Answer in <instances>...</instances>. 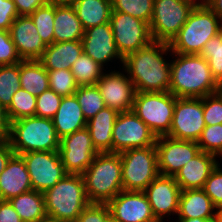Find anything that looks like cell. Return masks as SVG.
<instances>
[{
	"instance_id": "obj_13",
	"label": "cell",
	"mask_w": 222,
	"mask_h": 222,
	"mask_svg": "<svg viewBox=\"0 0 222 222\" xmlns=\"http://www.w3.org/2000/svg\"><path fill=\"white\" fill-rule=\"evenodd\" d=\"M205 126L203 98L176 97L172 124L167 136L197 142Z\"/></svg>"
},
{
	"instance_id": "obj_36",
	"label": "cell",
	"mask_w": 222,
	"mask_h": 222,
	"mask_svg": "<svg viewBox=\"0 0 222 222\" xmlns=\"http://www.w3.org/2000/svg\"><path fill=\"white\" fill-rule=\"evenodd\" d=\"M112 11L129 14L150 24L154 0H111Z\"/></svg>"
},
{
	"instance_id": "obj_8",
	"label": "cell",
	"mask_w": 222,
	"mask_h": 222,
	"mask_svg": "<svg viewBox=\"0 0 222 222\" xmlns=\"http://www.w3.org/2000/svg\"><path fill=\"white\" fill-rule=\"evenodd\" d=\"M176 97L171 92H136L132 111L156 137L169 134Z\"/></svg>"
},
{
	"instance_id": "obj_4",
	"label": "cell",
	"mask_w": 222,
	"mask_h": 222,
	"mask_svg": "<svg viewBox=\"0 0 222 222\" xmlns=\"http://www.w3.org/2000/svg\"><path fill=\"white\" fill-rule=\"evenodd\" d=\"M43 196L47 216L63 222H75L91 203L80 174H67L54 187L44 191Z\"/></svg>"
},
{
	"instance_id": "obj_21",
	"label": "cell",
	"mask_w": 222,
	"mask_h": 222,
	"mask_svg": "<svg viewBox=\"0 0 222 222\" xmlns=\"http://www.w3.org/2000/svg\"><path fill=\"white\" fill-rule=\"evenodd\" d=\"M31 190L26 163L21 155L13 154L0 174V200H10Z\"/></svg>"
},
{
	"instance_id": "obj_44",
	"label": "cell",
	"mask_w": 222,
	"mask_h": 222,
	"mask_svg": "<svg viewBox=\"0 0 222 222\" xmlns=\"http://www.w3.org/2000/svg\"><path fill=\"white\" fill-rule=\"evenodd\" d=\"M21 61L9 31L0 30V65H13Z\"/></svg>"
},
{
	"instance_id": "obj_10",
	"label": "cell",
	"mask_w": 222,
	"mask_h": 222,
	"mask_svg": "<svg viewBox=\"0 0 222 222\" xmlns=\"http://www.w3.org/2000/svg\"><path fill=\"white\" fill-rule=\"evenodd\" d=\"M109 23L117 50L123 58L153 41L150 25L129 14L112 11Z\"/></svg>"
},
{
	"instance_id": "obj_45",
	"label": "cell",
	"mask_w": 222,
	"mask_h": 222,
	"mask_svg": "<svg viewBox=\"0 0 222 222\" xmlns=\"http://www.w3.org/2000/svg\"><path fill=\"white\" fill-rule=\"evenodd\" d=\"M18 16L13 0H0V30L9 31Z\"/></svg>"
},
{
	"instance_id": "obj_19",
	"label": "cell",
	"mask_w": 222,
	"mask_h": 222,
	"mask_svg": "<svg viewBox=\"0 0 222 222\" xmlns=\"http://www.w3.org/2000/svg\"><path fill=\"white\" fill-rule=\"evenodd\" d=\"M10 37L22 60H39L47 45L39 36L29 15L18 16L9 29Z\"/></svg>"
},
{
	"instance_id": "obj_3",
	"label": "cell",
	"mask_w": 222,
	"mask_h": 222,
	"mask_svg": "<svg viewBox=\"0 0 222 222\" xmlns=\"http://www.w3.org/2000/svg\"><path fill=\"white\" fill-rule=\"evenodd\" d=\"M91 203H108L123 190L120 153H98L82 174Z\"/></svg>"
},
{
	"instance_id": "obj_29",
	"label": "cell",
	"mask_w": 222,
	"mask_h": 222,
	"mask_svg": "<svg viewBox=\"0 0 222 222\" xmlns=\"http://www.w3.org/2000/svg\"><path fill=\"white\" fill-rule=\"evenodd\" d=\"M20 84L22 89L36 97L50 88L48 72L39 60L20 62Z\"/></svg>"
},
{
	"instance_id": "obj_25",
	"label": "cell",
	"mask_w": 222,
	"mask_h": 222,
	"mask_svg": "<svg viewBox=\"0 0 222 222\" xmlns=\"http://www.w3.org/2000/svg\"><path fill=\"white\" fill-rule=\"evenodd\" d=\"M216 208L203 189H187L181 191L179 197L178 212L179 219H216Z\"/></svg>"
},
{
	"instance_id": "obj_39",
	"label": "cell",
	"mask_w": 222,
	"mask_h": 222,
	"mask_svg": "<svg viewBox=\"0 0 222 222\" xmlns=\"http://www.w3.org/2000/svg\"><path fill=\"white\" fill-rule=\"evenodd\" d=\"M197 144L200 151L222 156V124L205 126Z\"/></svg>"
},
{
	"instance_id": "obj_32",
	"label": "cell",
	"mask_w": 222,
	"mask_h": 222,
	"mask_svg": "<svg viewBox=\"0 0 222 222\" xmlns=\"http://www.w3.org/2000/svg\"><path fill=\"white\" fill-rule=\"evenodd\" d=\"M20 88V62L13 65H0V104L5 110Z\"/></svg>"
},
{
	"instance_id": "obj_33",
	"label": "cell",
	"mask_w": 222,
	"mask_h": 222,
	"mask_svg": "<svg viewBox=\"0 0 222 222\" xmlns=\"http://www.w3.org/2000/svg\"><path fill=\"white\" fill-rule=\"evenodd\" d=\"M46 45L54 43L55 3L48 1L29 15Z\"/></svg>"
},
{
	"instance_id": "obj_46",
	"label": "cell",
	"mask_w": 222,
	"mask_h": 222,
	"mask_svg": "<svg viewBox=\"0 0 222 222\" xmlns=\"http://www.w3.org/2000/svg\"><path fill=\"white\" fill-rule=\"evenodd\" d=\"M49 0H13L19 16L32 14L37 8L44 6Z\"/></svg>"
},
{
	"instance_id": "obj_49",
	"label": "cell",
	"mask_w": 222,
	"mask_h": 222,
	"mask_svg": "<svg viewBox=\"0 0 222 222\" xmlns=\"http://www.w3.org/2000/svg\"><path fill=\"white\" fill-rule=\"evenodd\" d=\"M10 122L6 110L0 104V140L8 139Z\"/></svg>"
},
{
	"instance_id": "obj_15",
	"label": "cell",
	"mask_w": 222,
	"mask_h": 222,
	"mask_svg": "<svg viewBox=\"0 0 222 222\" xmlns=\"http://www.w3.org/2000/svg\"><path fill=\"white\" fill-rule=\"evenodd\" d=\"M155 145L158 154V170L165 176L174 177L200 152L196 141L178 140L169 136L157 137Z\"/></svg>"
},
{
	"instance_id": "obj_54",
	"label": "cell",
	"mask_w": 222,
	"mask_h": 222,
	"mask_svg": "<svg viewBox=\"0 0 222 222\" xmlns=\"http://www.w3.org/2000/svg\"><path fill=\"white\" fill-rule=\"evenodd\" d=\"M216 221L215 222H222V208L217 210Z\"/></svg>"
},
{
	"instance_id": "obj_14",
	"label": "cell",
	"mask_w": 222,
	"mask_h": 222,
	"mask_svg": "<svg viewBox=\"0 0 222 222\" xmlns=\"http://www.w3.org/2000/svg\"><path fill=\"white\" fill-rule=\"evenodd\" d=\"M59 155L68 174L82 175L99 153L93 146L87 128L60 139Z\"/></svg>"
},
{
	"instance_id": "obj_5",
	"label": "cell",
	"mask_w": 222,
	"mask_h": 222,
	"mask_svg": "<svg viewBox=\"0 0 222 222\" xmlns=\"http://www.w3.org/2000/svg\"><path fill=\"white\" fill-rule=\"evenodd\" d=\"M8 141L17 155L33 151H58L60 146L52 119L37 116L10 122Z\"/></svg>"
},
{
	"instance_id": "obj_40",
	"label": "cell",
	"mask_w": 222,
	"mask_h": 222,
	"mask_svg": "<svg viewBox=\"0 0 222 222\" xmlns=\"http://www.w3.org/2000/svg\"><path fill=\"white\" fill-rule=\"evenodd\" d=\"M63 96L58 95L52 89L44 91L36 97L35 116L52 119L57 113Z\"/></svg>"
},
{
	"instance_id": "obj_1",
	"label": "cell",
	"mask_w": 222,
	"mask_h": 222,
	"mask_svg": "<svg viewBox=\"0 0 222 222\" xmlns=\"http://www.w3.org/2000/svg\"><path fill=\"white\" fill-rule=\"evenodd\" d=\"M170 50L169 43L152 41L123 58L136 92H169L171 64L162 55Z\"/></svg>"
},
{
	"instance_id": "obj_26",
	"label": "cell",
	"mask_w": 222,
	"mask_h": 222,
	"mask_svg": "<svg viewBox=\"0 0 222 222\" xmlns=\"http://www.w3.org/2000/svg\"><path fill=\"white\" fill-rule=\"evenodd\" d=\"M118 113L105 107L87 121L86 128L90 132L93 146L99 153H112L113 126Z\"/></svg>"
},
{
	"instance_id": "obj_12",
	"label": "cell",
	"mask_w": 222,
	"mask_h": 222,
	"mask_svg": "<svg viewBox=\"0 0 222 222\" xmlns=\"http://www.w3.org/2000/svg\"><path fill=\"white\" fill-rule=\"evenodd\" d=\"M21 156L26 163L31 186L35 191L43 193L68 174L58 151H33Z\"/></svg>"
},
{
	"instance_id": "obj_50",
	"label": "cell",
	"mask_w": 222,
	"mask_h": 222,
	"mask_svg": "<svg viewBox=\"0 0 222 222\" xmlns=\"http://www.w3.org/2000/svg\"><path fill=\"white\" fill-rule=\"evenodd\" d=\"M208 7L218 15L222 22V0H210Z\"/></svg>"
},
{
	"instance_id": "obj_47",
	"label": "cell",
	"mask_w": 222,
	"mask_h": 222,
	"mask_svg": "<svg viewBox=\"0 0 222 222\" xmlns=\"http://www.w3.org/2000/svg\"><path fill=\"white\" fill-rule=\"evenodd\" d=\"M0 222H23L9 200H0Z\"/></svg>"
},
{
	"instance_id": "obj_18",
	"label": "cell",
	"mask_w": 222,
	"mask_h": 222,
	"mask_svg": "<svg viewBox=\"0 0 222 222\" xmlns=\"http://www.w3.org/2000/svg\"><path fill=\"white\" fill-rule=\"evenodd\" d=\"M156 219L178 212L181 188L172 176L159 174L143 191Z\"/></svg>"
},
{
	"instance_id": "obj_43",
	"label": "cell",
	"mask_w": 222,
	"mask_h": 222,
	"mask_svg": "<svg viewBox=\"0 0 222 222\" xmlns=\"http://www.w3.org/2000/svg\"><path fill=\"white\" fill-rule=\"evenodd\" d=\"M111 212L107 203H90L75 222H109Z\"/></svg>"
},
{
	"instance_id": "obj_7",
	"label": "cell",
	"mask_w": 222,
	"mask_h": 222,
	"mask_svg": "<svg viewBox=\"0 0 222 222\" xmlns=\"http://www.w3.org/2000/svg\"><path fill=\"white\" fill-rule=\"evenodd\" d=\"M124 191H144L160 174L156 145L120 153Z\"/></svg>"
},
{
	"instance_id": "obj_51",
	"label": "cell",
	"mask_w": 222,
	"mask_h": 222,
	"mask_svg": "<svg viewBox=\"0 0 222 222\" xmlns=\"http://www.w3.org/2000/svg\"><path fill=\"white\" fill-rule=\"evenodd\" d=\"M49 1L63 6L74 7L77 4V2H79L80 0H49Z\"/></svg>"
},
{
	"instance_id": "obj_24",
	"label": "cell",
	"mask_w": 222,
	"mask_h": 222,
	"mask_svg": "<svg viewBox=\"0 0 222 222\" xmlns=\"http://www.w3.org/2000/svg\"><path fill=\"white\" fill-rule=\"evenodd\" d=\"M81 40L52 43L47 45L39 61L49 70H70L72 64L83 53Z\"/></svg>"
},
{
	"instance_id": "obj_55",
	"label": "cell",
	"mask_w": 222,
	"mask_h": 222,
	"mask_svg": "<svg viewBox=\"0 0 222 222\" xmlns=\"http://www.w3.org/2000/svg\"><path fill=\"white\" fill-rule=\"evenodd\" d=\"M38 222H63V221H58V220H56V219L49 218V217L47 216V217H45L44 219L39 220Z\"/></svg>"
},
{
	"instance_id": "obj_41",
	"label": "cell",
	"mask_w": 222,
	"mask_h": 222,
	"mask_svg": "<svg viewBox=\"0 0 222 222\" xmlns=\"http://www.w3.org/2000/svg\"><path fill=\"white\" fill-rule=\"evenodd\" d=\"M203 114L206 126L222 124V95L219 92L203 97Z\"/></svg>"
},
{
	"instance_id": "obj_9",
	"label": "cell",
	"mask_w": 222,
	"mask_h": 222,
	"mask_svg": "<svg viewBox=\"0 0 222 222\" xmlns=\"http://www.w3.org/2000/svg\"><path fill=\"white\" fill-rule=\"evenodd\" d=\"M193 9L194 6L180 0H154L149 24L153 41L170 43Z\"/></svg>"
},
{
	"instance_id": "obj_20",
	"label": "cell",
	"mask_w": 222,
	"mask_h": 222,
	"mask_svg": "<svg viewBox=\"0 0 222 222\" xmlns=\"http://www.w3.org/2000/svg\"><path fill=\"white\" fill-rule=\"evenodd\" d=\"M81 41L84 53L101 66L113 58H119L123 63L109 22L84 30Z\"/></svg>"
},
{
	"instance_id": "obj_38",
	"label": "cell",
	"mask_w": 222,
	"mask_h": 222,
	"mask_svg": "<svg viewBox=\"0 0 222 222\" xmlns=\"http://www.w3.org/2000/svg\"><path fill=\"white\" fill-rule=\"evenodd\" d=\"M47 72L49 77V87L58 95L63 97L70 96L77 91L79 86L70 70L58 69L49 70Z\"/></svg>"
},
{
	"instance_id": "obj_42",
	"label": "cell",
	"mask_w": 222,
	"mask_h": 222,
	"mask_svg": "<svg viewBox=\"0 0 222 222\" xmlns=\"http://www.w3.org/2000/svg\"><path fill=\"white\" fill-rule=\"evenodd\" d=\"M216 209L222 208V170L219 165L211 171L203 187Z\"/></svg>"
},
{
	"instance_id": "obj_48",
	"label": "cell",
	"mask_w": 222,
	"mask_h": 222,
	"mask_svg": "<svg viewBox=\"0 0 222 222\" xmlns=\"http://www.w3.org/2000/svg\"><path fill=\"white\" fill-rule=\"evenodd\" d=\"M14 154L8 139L0 140V174L5 169V166L11 156Z\"/></svg>"
},
{
	"instance_id": "obj_2",
	"label": "cell",
	"mask_w": 222,
	"mask_h": 222,
	"mask_svg": "<svg viewBox=\"0 0 222 222\" xmlns=\"http://www.w3.org/2000/svg\"><path fill=\"white\" fill-rule=\"evenodd\" d=\"M171 64L170 88L177 98H203L218 92L208 61L200 54H179Z\"/></svg>"
},
{
	"instance_id": "obj_52",
	"label": "cell",
	"mask_w": 222,
	"mask_h": 222,
	"mask_svg": "<svg viewBox=\"0 0 222 222\" xmlns=\"http://www.w3.org/2000/svg\"><path fill=\"white\" fill-rule=\"evenodd\" d=\"M180 1L187 2L194 7H202V6H208L210 0H202L203 2L201 3H197L196 0H180Z\"/></svg>"
},
{
	"instance_id": "obj_53",
	"label": "cell",
	"mask_w": 222,
	"mask_h": 222,
	"mask_svg": "<svg viewBox=\"0 0 222 222\" xmlns=\"http://www.w3.org/2000/svg\"><path fill=\"white\" fill-rule=\"evenodd\" d=\"M216 219H201V218H191V219H179V222H215Z\"/></svg>"
},
{
	"instance_id": "obj_35",
	"label": "cell",
	"mask_w": 222,
	"mask_h": 222,
	"mask_svg": "<svg viewBox=\"0 0 222 222\" xmlns=\"http://www.w3.org/2000/svg\"><path fill=\"white\" fill-rule=\"evenodd\" d=\"M36 96L31 95L28 91L20 88L13 95L10 106L6 109L9 122L18 119L35 116Z\"/></svg>"
},
{
	"instance_id": "obj_30",
	"label": "cell",
	"mask_w": 222,
	"mask_h": 222,
	"mask_svg": "<svg viewBox=\"0 0 222 222\" xmlns=\"http://www.w3.org/2000/svg\"><path fill=\"white\" fill-rule=\"evenodd\" d=\"M9 201L23 222H38L47 217L42 192L31 190Z\"/></svg>"
},
{
	"instance_id": "obj_56",
	"label": "cell",
	"mask_w": 222,
	"mask_h": 222,
	"mask_svg": "<svg viewBox=\"0 0 222 222\" xmlns=\"http://www.w3.org/2000/svg\"><path fill=\"white\" fill-rule=\"evenodd\" d=\"M218 92L222 95V84H220V88L218 89Z\"/></svg>"
},
{
	"instance_id": "obj_11",
	"label": "cell",
	"mask_w": 222,
	"mask_h": 222,
	"mask_svg": "<svg viewBox=\"0 0 222 222\" xmlns=\"http://www.w3.org/2000/svg\"><path fill=\"white\" fill-rule=\"evenodd\" d=\"M157 137L132 111L118 113L113 126L112 153L156 144Z\"/></svg>"
},
{
	"instance_id": "obj_6",
	"label": "cell",
	"mask_w": 222,
	"mask_h": 222,
	"mask_svg": "<svg viewBox=\"0 0 222 222\" xmlns=\"http://www.w3.org/2000/svg\"><path fill=\"white\" fill-rule=\"evenodd\" d=\"M220 19L208 6L194 7L178 34L169 43L173 53L200 54L206 42L222 31Z\"/></svg>"
},
{
	"instance_id": "obj_23",
	"label": "cell",
	"mask_w": 222,
	"mask_h": 222,
	"mask_svg": "<svg viewBox=\"0 0 222 222\" xmlns=\"http://www.w3.org/2000/svg\"><path fill=\"white\" fill-rule=\"evenodd\" d=\"M57 136H64L86 128L87 121L75 94L64 96L57 113L52 118Z\"/></svg>"
},
{
	"instance_id": "obj_17",
	"label": "cell",
	"mask_w": 222,
	"mask_h": 222,
	"mask_svg": "<svg viewBox=\"0 0 222 222\" xmlns=\"http://www.w3.org/2000/svg\"><path fill=\"white\" fill-rule=\"evenodd\" d=\"M95 85L99 89L106 107L117 113L132 110L136 91L129 77L114 71L110 74H103Z\"/></svg>"
},
{
	"instance_id": "obj_57",
	"label": "cell",
	"mask_w": 222,
	"mask_h": 222,
	"mask_svg": "<svg viewBox=\"0 0 222 222\" xmlns=\"http://www.w3.org/2000/svg\"><path fill=\"white\" fill-rule=\"evenodd\" d=\"M153 222H162V219H156L155 221Z\"/></svg>"
},
{
	"instance_id": "obj_22",
	"label": "cell",
	"mask_w": 222,
	"mask_h": 222,
	"mask_svg": "<svg viewBox=\"0 0 222 222\" xmlns=\"http://www.w3.org/2000/svg\"><path fill=\"white\" fill-rule=\"evenodd\" d=\"M215 155L200 151L174 176L181 191L203 189L211 171L217 166Z\"/></svg>"
},
{
	"instance_id": "obj_28",
	"label": "cell",
	"mask_w": 222,
	"mask_h": 222,
	"mask_svg": "<svg viewBox=\"0 0 222 222\" xmlns=\"http://www.w3.org/2000/svg\"><path fill=\"white\" fill-rule=\"evenodd\" d=\"M74 8L84 30L108 23L111 18V0H80Z\"/></svg>"
},
{
	"instance_id": "obj_34",
	"label": "cell",
	"mask_w": 222,
	"mask_h": 222,
	"mask_svg": "<svg viewBox=\"0 0 222 222\" xmlns=\"http://www.w3.org/2000/svg\"><path fill=\"white\" fill-rule=\"evenodd\" d=\"M86 121L104 109L105 102L96 85L79 86L74 93Z\"/></svg>"
},
{
	"instance_id": "obj_27",
	"label": "cell",
	"mask_w": 222,
	"mask_h": 222,
	"mask_svg": "<svg viewBox=\"0 0 222 222\" xmlns=\"http://www.w3.org/2000/svg\"><path fill=\"white\" fill-rule=\"evenodd\" d=\"M83 35L75 8L55 3L54 43L82 40Z\"/></svg>"
},
{
	"instance_id": "obj_37",
	"label": "cell",
	"mask_w": 222,
	"mask_h": 222,
	"mask_svg": "<svg viewBox=\"0 0 222 222\" xmlns=\"http://www.w3.org/2000/svg\"><path fill=\"white\" fill-rule=\"evenodd\" d=\"M200 55L208 61L216 81L222 84V31L206 42Z\"/></svg>"
},
{
	"instance_id": "obj_31",
	"label": "cell",
	"mask_w": 222,
	"mask_h": 222,
	"mask_svg": "<svg viewBox=\"0 0 222 222\" xmlns=\"http://www.w3.org/2000/svg\"><path fill=\"white\" fill-rule=\"evenodd\" d=\"M102 68L103 66L83 52L72 64L70 71L78 86H87L95 85L105 74L102 72Z\"/></svg>"
},
{
	"instance_id": "obj_16",
	"label": "cell",
	"mask_w": 222,
	"mask_h": 222,
	"mask_svg": "<svg viewBox=\"0 0 222 222\" xmlns=\"http://www.w3.org/2000/svg\"><path fill=\"white\" fill-rule=\"evenodd\" d=\"M107 204L111 218L116 222H153L156 220L143 191L122 190Z\"/></svg>"
}]
</instances>
